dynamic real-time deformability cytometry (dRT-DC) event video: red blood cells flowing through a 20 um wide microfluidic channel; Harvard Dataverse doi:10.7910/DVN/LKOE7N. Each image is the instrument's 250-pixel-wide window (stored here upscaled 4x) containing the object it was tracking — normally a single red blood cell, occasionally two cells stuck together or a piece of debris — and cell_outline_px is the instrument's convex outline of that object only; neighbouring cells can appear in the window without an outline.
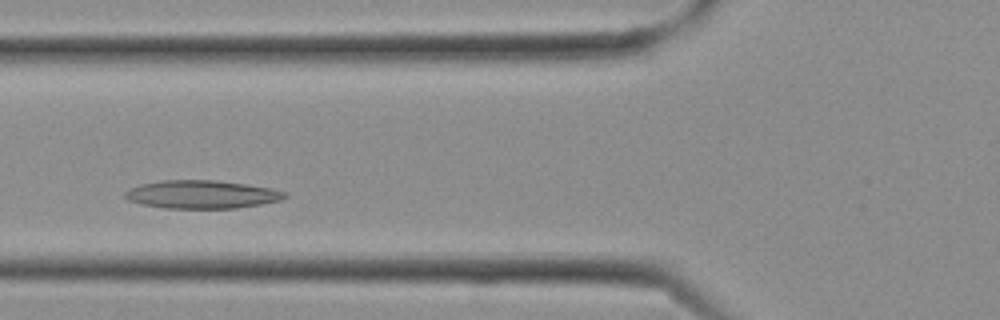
{"species": "Egyptian fruit bat (a non-hibernating species)", "species_latin": "Rousettus aegyptiacus", "temperature_condition": "cold", "stored_images_in_passage": 19, "camera_frame_rate_fps": 3000, "um_per_image_px": 0.085, "frame": {"image": 1, "passage_image": 6, "time_ms": 1.667, "image_size_px": [1000, 320], "cell_outline_px": [[288, 196], [284, 200], [236, 208], [164, 208], [140, 204], [128, 200], [124, 196], [124, 192], [128, 188], [140, 184], [160, 180], [216, 180], [272, 188], [288, 192]], "centroid_in_image_um": [17.15, 16.52], "position_along_channel_um": 108.7, "area_um2": 26.47}}
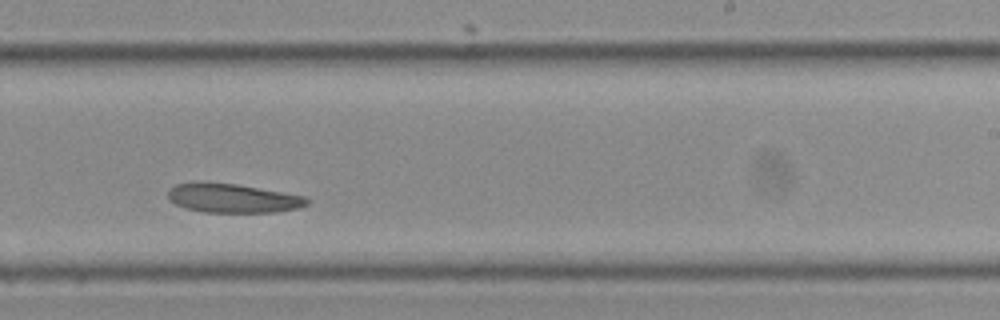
{"frame": {"image": 2, "passage_image": 13, "time_ms": 4.0, "image_size_px": [1000, 320], "cell_outline_px": [[308, 204], [300, 208], [276, 212], [204, 212], [184, 208], [176, 204], [168, 196], [168, 188], [176, 184], [200, 180], [236, 184], [308, 196]], "centroid_in_image_um": [19.78, 16.82], "position_along_channel_um": 269.2, "area_um2": 23.93}}
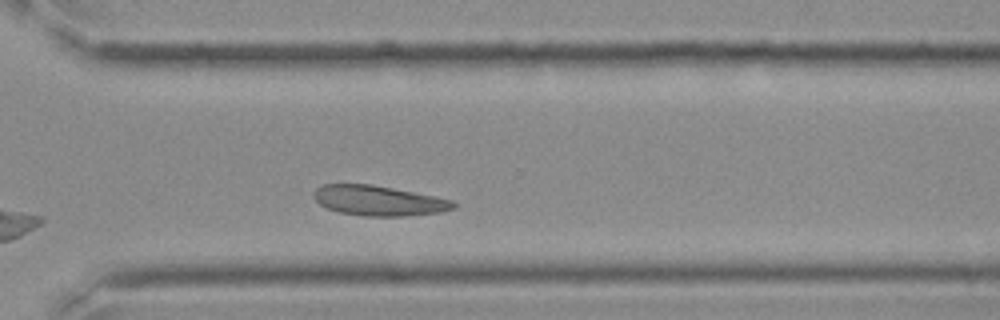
{"frame": {"image": 3, "passage_image": 16, "time_ms": 5.0, "image_size_px": [1000, 320], "cell_outline_px": [[456, 208], [440, 212], [404, 216], [364, 216], [340, 212], [328, 208], [320, 204], [312, 196], [312, 192], [316, 188], [324, 184], [372, 184], [436, 196], [452, 200], [456, 204]], "centroid_in_image_um": [32.19, 17.05], "position_along_channel_um": 338.4, "area_um2": 24.51}}